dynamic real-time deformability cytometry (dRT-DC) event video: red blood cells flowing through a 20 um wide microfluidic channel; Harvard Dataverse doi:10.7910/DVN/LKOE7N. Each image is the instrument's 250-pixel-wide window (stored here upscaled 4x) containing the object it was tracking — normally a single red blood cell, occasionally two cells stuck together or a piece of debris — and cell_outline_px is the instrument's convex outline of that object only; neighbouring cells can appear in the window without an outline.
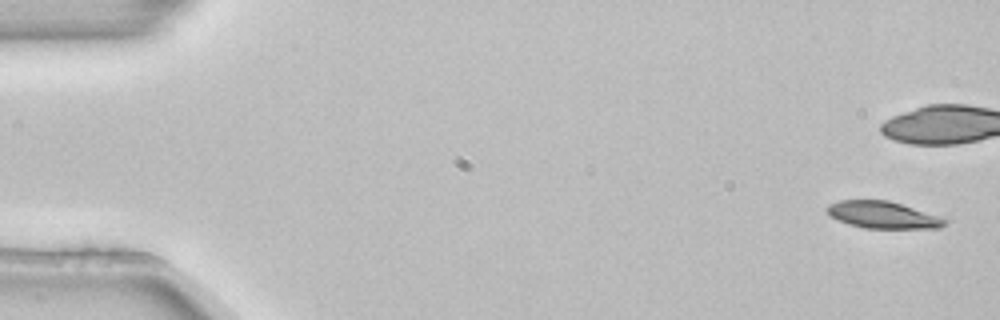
{"species": "common noctule bat (a hibernating species)", "species_latin": "Nyctalus noctula", "temperature_condition": "room temperature", "stored_images_in_passage": 7, "camera_frame_rate_fps": 3000, "um_per_image_px": 0.085, "animal": {"sex": "female", "body_mass_g": 22.7, "forearm_length_mm": 54.2}, "frame": {"image": 1, "passage_image": 1, "time_ms": 0.0, "image_size_px": [1000, 320], "cell_outline_px": [[948, 220], [940, 228], [864, 228], [848, 224], [832, 216], [828, 212], [828, 204], [840, 200], [888, 200]], "centroid_in_image_um": [75.01, 18.27], "position_along_channel_um": 10.0, "area_um2": 17.98}}